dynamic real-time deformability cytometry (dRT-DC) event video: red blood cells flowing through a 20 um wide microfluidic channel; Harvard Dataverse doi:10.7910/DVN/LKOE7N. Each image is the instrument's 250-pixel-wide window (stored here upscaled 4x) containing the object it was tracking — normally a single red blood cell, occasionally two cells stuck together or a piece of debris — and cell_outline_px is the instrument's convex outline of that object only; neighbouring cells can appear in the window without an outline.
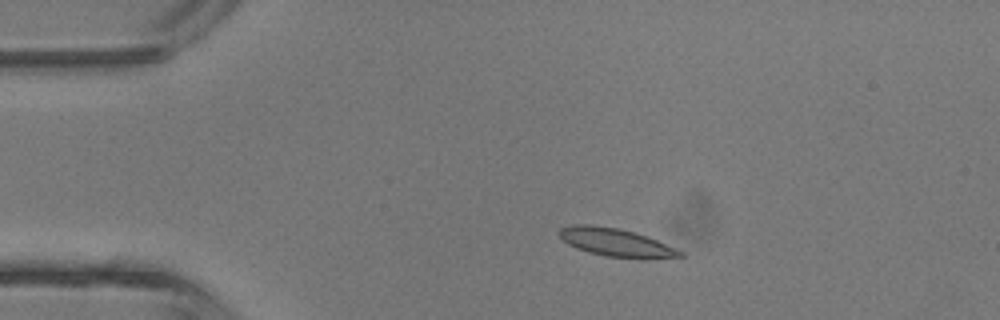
{"species": "common noctule bat (a hibernating species)", "species_latin": "Nyctalus noctula", "temperature_condition": "room temperature", "stored_images_in_passage": 3, "camera_frame_rate_fps": 3000, "um_per_image_px": 0.085, "animal": {"sex": "male", "body_mass_g": 13.3}, "frame": {"image": 1, "passage_image": 2, "time_ms": 1.333, "image_size_px": [1000, 320], "cell_outline_px": [[684, 256], [644, 260], [640, 260], [604, 256], [588, 252], [576, 248], [568, 244], [556, 232], [560, 228], [576, 224], [592, 224], [616, 228], [648, 236], [684, 252]], "centroid_in_image_um": [52.37, 20.63], "position_along_channel_um": 32.6, "area_um2": 20.11}}
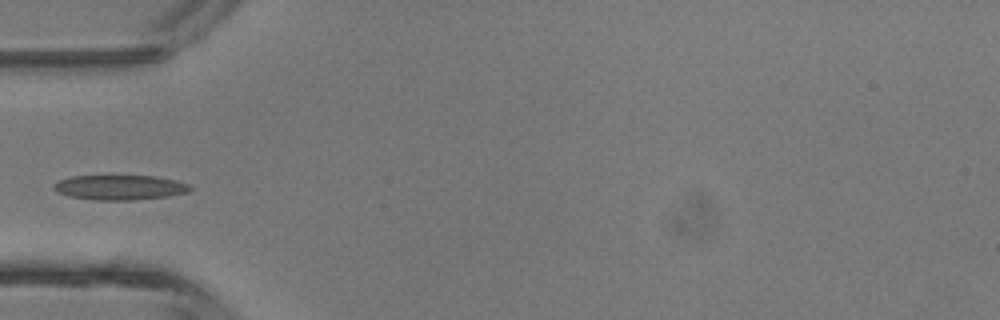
{"frame": {"image": 2, "passage_image": 3, "time_ms": 3.333, "image_size_px": [1000, 320], "cell_outline_px": [[192, 188], [188, 192], [168, 196], [132, 200], [92, 200], [68, 196], [56, 192], [52, 188], [60, 180], [72, 176], [156, 176], [176, 180], [192, 184]], "centroid_in_image_um": [10.22, 15.93], "position_along_channel_um": 74.8, "area_um2": 19.83}}